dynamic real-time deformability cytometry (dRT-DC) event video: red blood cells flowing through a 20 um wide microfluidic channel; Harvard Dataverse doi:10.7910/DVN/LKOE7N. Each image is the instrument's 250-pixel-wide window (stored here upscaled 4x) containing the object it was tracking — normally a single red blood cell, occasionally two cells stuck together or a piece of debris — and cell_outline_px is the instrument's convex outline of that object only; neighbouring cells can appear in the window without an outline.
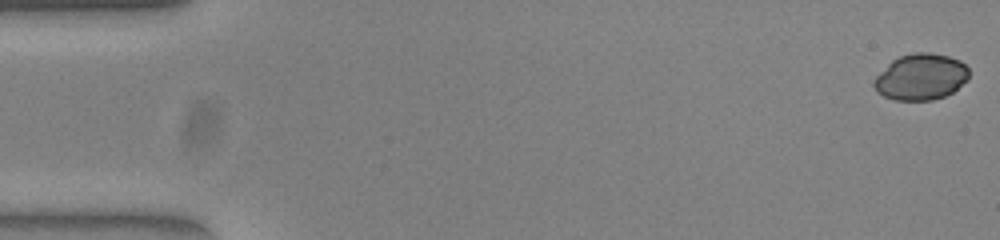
{"species": "common noctule bat (a hibernating species)", "species_latin": "Nyctalus noctula", "temperature_condition": "warm", "stored_images_in_passage": 16, "camera_frame_rate_fps": 3000, "um_per_image_px": 0.085, "animal": {"sex": "female", "body_mass_g": 23.0, "forearm_length_mm": 53.4}, "frame": {"image": 1, "passage_image": 1, "time_ms": 0.0, "image_size_px": [1000, 240], "cell_outline_px": [[968, 80], [952, 92], [944, 96], [932, 100], [896, 100], [884, 96], [876, 92], [872, 84], [872, 80], [892, 60], [900, 56], [912, 52], [928, 52], [948, 56], [960, 60], [968, 68]], "centroid_in_image_um": [78.25, 6.53], "position_along_channel_um": 6.7, "area_um2": 25.66}}
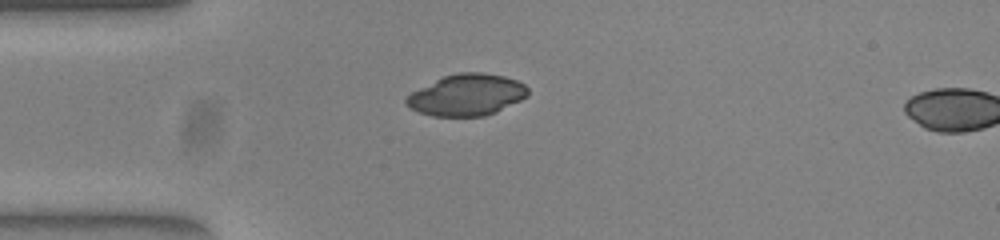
{"frame": {"image": 2, "passage_image": 14, "time_ms": 4.333, "image_size_px": [1000, 240], "cell_outline_px": [[528, 96], [496, 112], [484, 116], [432, 116], [408, 108], [404, 104], [404, 100], [412, 92], [444, 76], [460, 72], [484, 72], [504, 76], [516, 80], [524, 84], [528, 88]], "centroid_in_image_um": [39.67, 8.07], "position_along_channel_um": 45.3, "area_um2": 29.3}}